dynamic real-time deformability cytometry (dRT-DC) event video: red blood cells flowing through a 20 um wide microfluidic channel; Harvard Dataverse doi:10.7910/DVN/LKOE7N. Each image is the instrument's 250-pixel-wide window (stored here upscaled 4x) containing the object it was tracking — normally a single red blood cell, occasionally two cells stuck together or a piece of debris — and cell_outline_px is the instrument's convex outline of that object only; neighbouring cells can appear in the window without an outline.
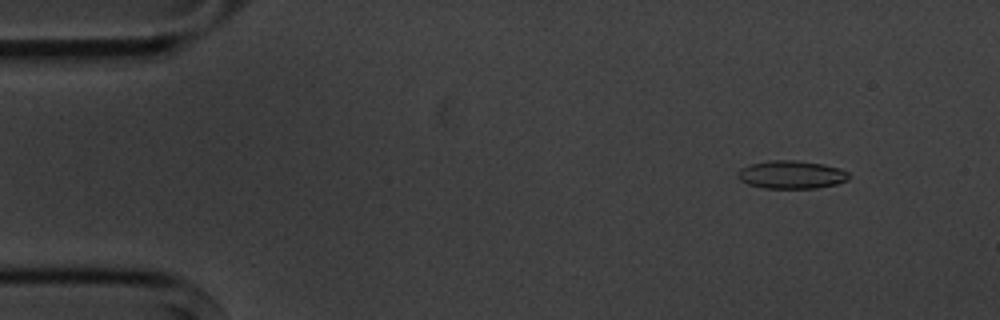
{"species": "common noctule bat (a hibernating species)", "species_latin": "Nyctalus noctula", "temperature_condition": "cold", "stored_images_in_passage": 6, "camera_frame_rate_fps": 3000, "um_per_image_px": 0.085, "animal": {"sex": "male", "body_mass_g": 20.1, "forearm_length_mm": 53.5}, "frame": {"image": 1, "passage_image": 2, "time_ms": 1.333, "image_size_px": [1000, 320], "cell_outline_px": [[848, 180], [836, 184], [816, 188], [764, 188], [748, 184], [740, 180], [736, 176], [736, 172], [740, 168], [752, 164], [768, 160], [796, 160], [824, 164], [840, 168], [848, 172]], "centroid_in_image_um": [67.25, 14.84], "position_along_channel_um": 17.8, "area_um2": 18.26}}
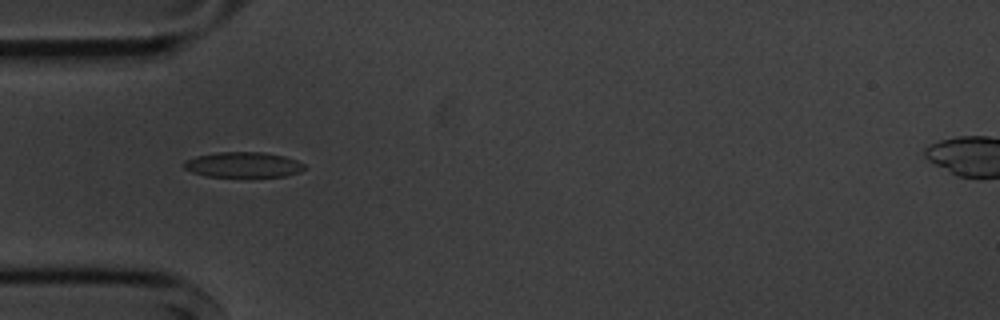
{"frame": {"image": 2, "passage_image": 5, "time_ms": 5.0, "image_size_px": [1000, 320], "cell_outline_px": [[308, 168], [300, 172], [284, 176], [252, 180], [208, 176], [192, 172], [184, 168], [184, 160], [196, 156], [216, 152], [264, 152], [284, 156], [296, 160], [304, 164]], "centroid_in_image_um": [20.71, 14.05], "position_along_channel_um": 64.3, "area_um2": 18.84}}
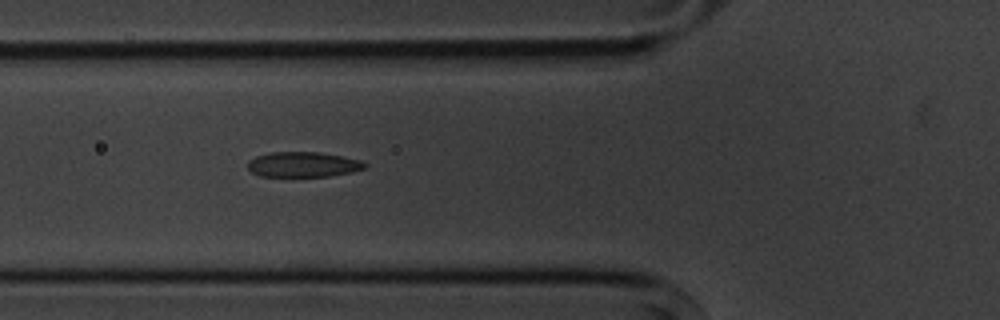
{"frame": {"image": 3, "passage_image": 6, "time_ms": 6.0, "image_size_px": [1000, 320], "cell_outline_px": [[368, 164], [364, 168], [352, 172], [328, 176], [260, 176], [252, 172], [248, 168], [248, 160], [256, 156], [268, 152], [320, 152], [360, 160]], "centroid_in_image_um": [25.74, 13.97], "position_along_channel_um": 100.1, "area_um2": 17.11}}